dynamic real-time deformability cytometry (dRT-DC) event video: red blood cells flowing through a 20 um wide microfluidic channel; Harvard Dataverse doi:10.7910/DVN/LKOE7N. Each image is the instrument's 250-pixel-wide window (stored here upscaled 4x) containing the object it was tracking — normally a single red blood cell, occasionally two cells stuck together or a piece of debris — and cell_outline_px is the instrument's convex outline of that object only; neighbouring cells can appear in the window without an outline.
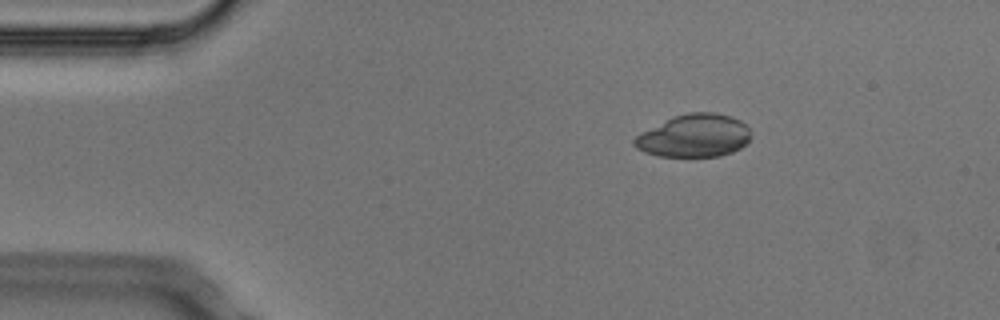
{"species": "Egyptian fruit bat (a non-hibernating species)", "species_latin": "Rousettus aegyptiacus", "temperature_condition": "cold", "stored_images_in_passage": 3, "camera_frame_rate_fps": 3000, "um_per_image_px": 0.085, "animal": {"sex": "male"}, "frame": {"image": 1, "passage_image": 1, "time_ms": 0.0, "image_size_px": [1000, 320], "cell_outline_px": [[748, 140], [740, 148], [732, 152], [720, 156], [660, 156], [644, 152], [636, 148], [632, 144], [632, 140], [640, 132], [676, 116], [688, 112], [716, 112], [732, 116], [740, 120], [748, 128]], "centroid_in_image_um": [58.97, 11.54], "position_along_channel_um": 26.0, "area_um2": 28.84}}
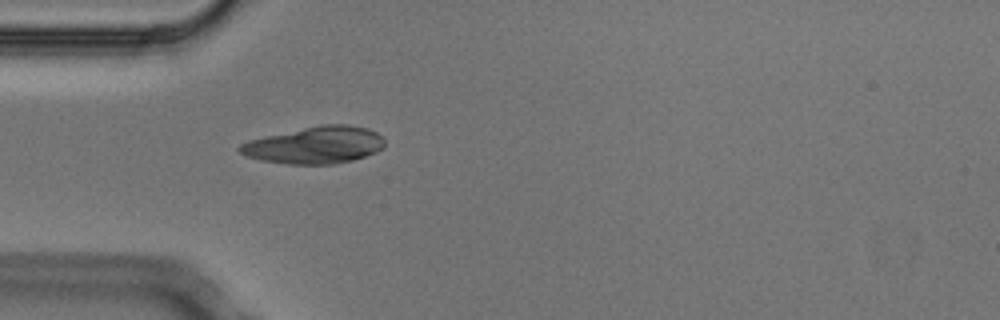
{"frame": {"image": 2, "passage_image": 3, "time_ms": 0.667, "image_size_px": [1000, 320], "cell_outline_px": [[384, 148], [376, 152], [352, 160], [332, 164], [288, 164], [260, 160], [248, 156], [240, 152], [236, 148], [240, 144], [252, 140], [268, 136], [320, 124], [348, 124], [368, 128], [376, 132], [384, 140]], "centroid_in_image_um": [26.81, 12.33], "position_along_channel_um": 58.2, "area_um2": 30.98}}